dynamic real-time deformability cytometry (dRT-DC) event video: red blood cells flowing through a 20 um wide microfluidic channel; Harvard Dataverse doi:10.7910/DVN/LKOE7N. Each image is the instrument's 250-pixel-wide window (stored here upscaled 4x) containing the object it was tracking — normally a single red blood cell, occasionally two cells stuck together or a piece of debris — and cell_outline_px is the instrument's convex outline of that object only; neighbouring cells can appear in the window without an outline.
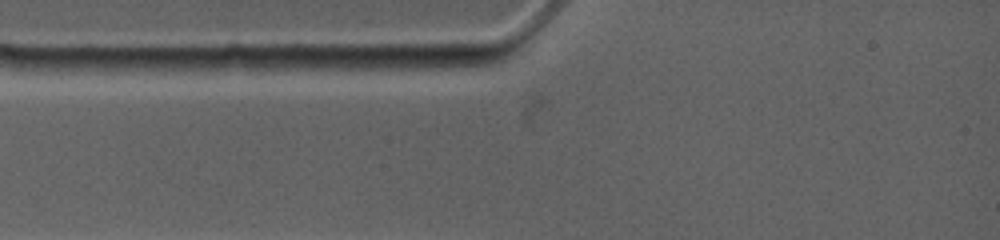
{"species": "common noctule bat (a hibernating species)", "species_latin": "Nyctalus noctula", "temperature_condition": "warm", "stored_images_in_passage": 3, "camera_frame_rate_fps": 4500, "um_per_image_px": 0.085, "animal": {"sex": "female", "body_mass_g": 19.0, "forearm_length_mm": 53.3}, "frame": {"image": 1, "passage_image": 1, "time_ms": 0.0, "image_size_px": [1000, 240], "cell_outline_px": [[480, 64], [448, 68], [336, 68], [336, 60], [344, 56], [452, 56]], "centroid_in_image_um": [34.14, 5.28], "position_along_channel_um": 50.9, "area_um2": 11.1}}